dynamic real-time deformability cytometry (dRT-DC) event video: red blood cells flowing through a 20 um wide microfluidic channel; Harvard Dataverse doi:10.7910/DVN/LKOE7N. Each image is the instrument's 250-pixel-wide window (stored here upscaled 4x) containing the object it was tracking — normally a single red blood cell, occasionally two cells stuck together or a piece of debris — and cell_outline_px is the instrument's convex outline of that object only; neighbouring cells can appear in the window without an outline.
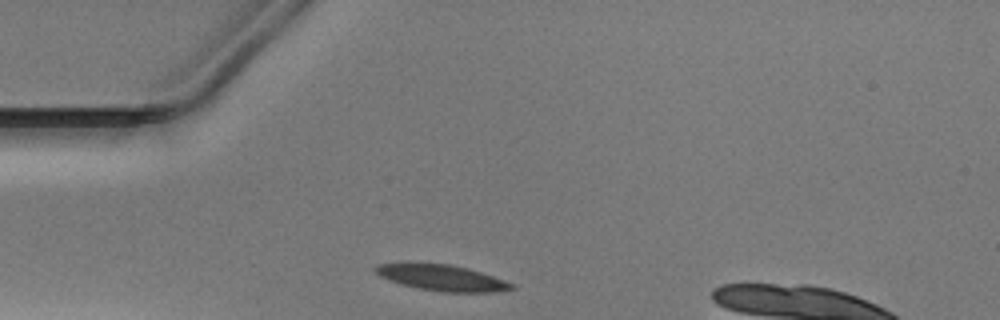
{"species": "Egyptian fruit bat (a non-hibernating species)", "species_latin": "Rousettus aegyptiacus", "temperature_condition": "warm", "stored_images_in_passage": 28, "camera_frame_rate_fps": 3000, "um_per_image_px": 0.085, "animal": {"sex": "male"}, "frame": {"image": 1, "passage_image": 1, "time_ms": 0.0, "image_size_px": [1000, 320], "cell_outline_px": [[516, 288], [492, 292], [440, 292], [420, 288], [388, 280], [380, 276], [372, 268], [380, 264], [448, 264], [468, 268], [504, 280], [512, 284]], "centroid_in_image_um": [37.58, 23.62], "position_along_channel_um": 47.4, "area_um2": 20.0}}
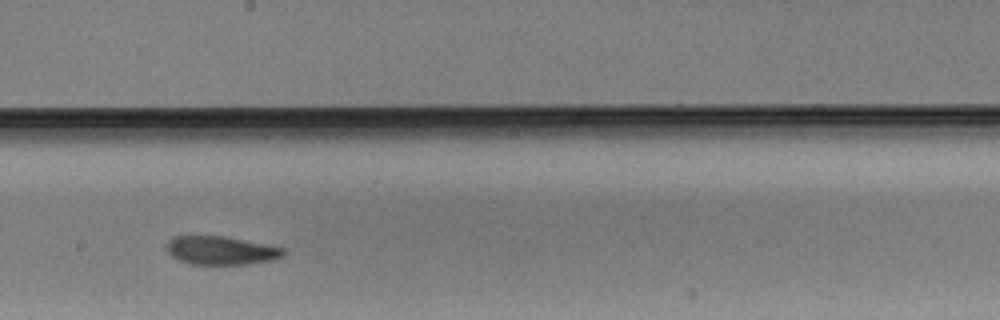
{"frame": {"image": 2, "passage_image": 16, "time_ms": 5.0, "image_size_px": [1000, 320], "cell_outline_px": [[288, 252], [284, 256], [272, 260], [248, 264], [192, 264], [180, 260], [172, 256], [168, 252], [164, 244], [172, 236], [224, 236], [284, 248]], "centroid_in_image_um": [18.78, 21.28], "position_along_channel_um": 229.4, "area_um2": 19.42}}
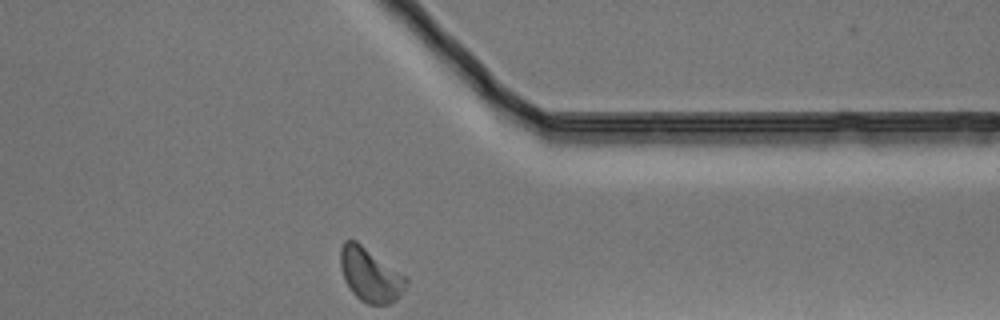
{"frame": {"image": 3, "passage_image": 28, "time_ms": 9.0, "image_size_px": [1000, 320], "cell_outline_px": [[408, 280], [400, 296], [396, 300], [388, 304], [368, 304], [360, 300], [352, 292], [344, 280], [340, 268], [340, 248], [344, 240], [356, 240], [408, 276]], "centroid_in_image_um": [31.47, 23.34], "position_along_channel_um": 379.9, "area_um2": 20.87}}